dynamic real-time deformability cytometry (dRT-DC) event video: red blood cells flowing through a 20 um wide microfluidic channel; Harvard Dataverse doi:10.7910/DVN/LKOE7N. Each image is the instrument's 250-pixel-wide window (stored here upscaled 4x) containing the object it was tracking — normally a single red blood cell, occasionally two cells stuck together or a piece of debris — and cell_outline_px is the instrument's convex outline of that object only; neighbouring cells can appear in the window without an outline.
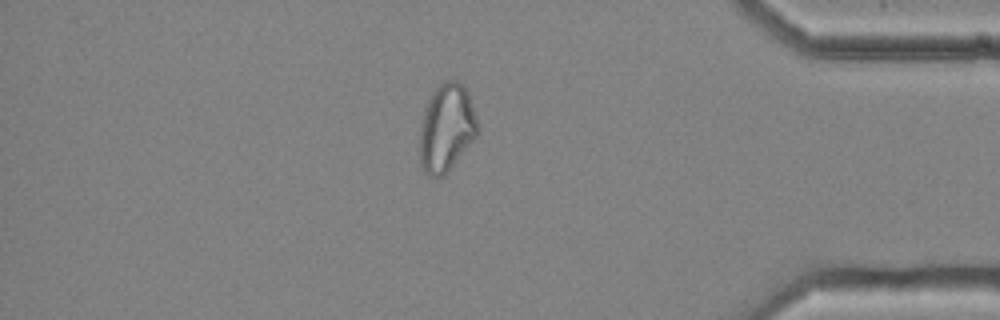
{"species": "common noctule bat (a hibernating species)", "species_latin": "Nyctalus noctula", "temperature_condition": "cold", "stored_images_in_passage": 57, "camera_frame_rate_fps": 3000, "um_per_image_px": 0.085, "animal": {"sex": "female", "body_mass_g": 25.1}, "frame": {"image": 1, "passage_image": 49, "time_ms": 16.0, "image_size_px": [1000, 320], "cell_outline_px": [[480, 132], [452, 164], [440, 176], [428, 176], [424, 172], [420, 164], [420, 132], [424, 112], [428, 100], [432, 92], [444, 80], [456, 80], [464, 84], [468, 92], [480, 128]], "centroid_in_image_um": [37.96, 10.81], "position_along_channel_um": 397.2, "area_um2": 29.25}}